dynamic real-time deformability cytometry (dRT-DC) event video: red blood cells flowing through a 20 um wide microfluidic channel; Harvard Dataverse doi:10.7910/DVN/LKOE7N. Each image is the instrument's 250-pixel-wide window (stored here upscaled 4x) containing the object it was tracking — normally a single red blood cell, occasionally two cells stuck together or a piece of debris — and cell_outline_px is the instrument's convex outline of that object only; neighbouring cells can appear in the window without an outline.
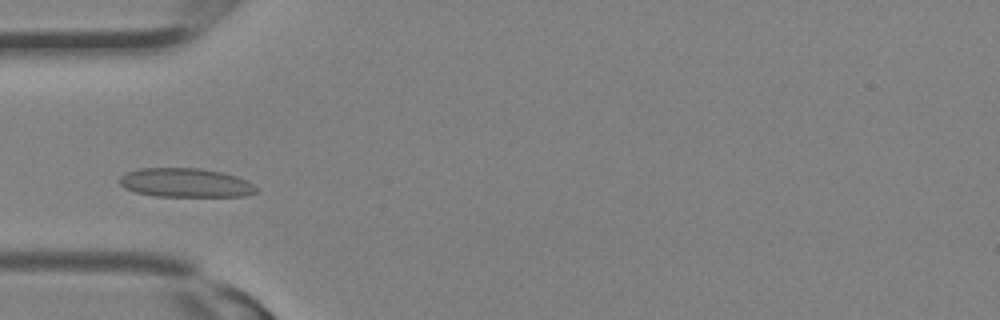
{"species": "Egyptian fruit bat (a non-hibernating species)", "species_latin": "Rousettus aegyptiacus", "temperature_condition": "room temperature", "stored_images_in_passage": 14, "camera_frame_rate_fps": 3000, "um_per_image_px": 0.085, "animal": {"sex": "female"}, "frame": {"image": 1, "passage_image": 1, "time_ms": 0.0, "image_size_px": [1000, 320], "cell_outline_px": [[260, 188], [256, 192], [244, 196], [156, 196], [136, 192], [124, 188], [120, 184], [120, 176], [128, 172], [140, 168], [200, 168], [220, 172], [236, 176]], "centroid_in_image_um": [15.77, 15.53], "position_along_channel_um": 69.2, "area_um2": 22.95}}
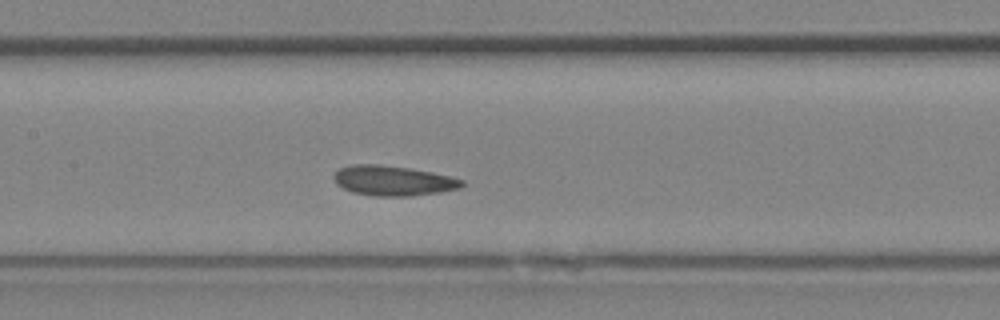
{"frame": {"image": 2, "passage_image": 6, "time_ms": 1.667, "image_size_px": [1000, 320], "cell_outline_px": [[464, 184], [460, 188], [440, 192], [412, 196], [376, 196], [352, 192], [336, 184], [336, 172], [340, 168], [352, 164], [380, 164], [408, 168], [432, 172], [464, 180]], "centroid_in_image_um": [33.44, 15.36], "position_along_channel_um": 174.0, "area_um2": 22.2}}
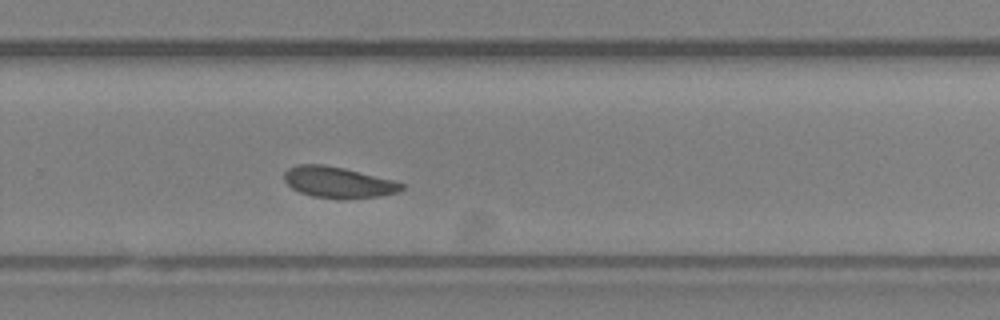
{"frame": {"image": 3, "passage_image": 12, "time_ms": 3.667, "image_size_px": [1000, 320], "cell_outline_px": [[404, 188], [396, 192], [380, 196], [344, 200], [312, 196], [300, 192], [292, 188], [284, 180], [284, 172], [288, 168], [296, 164], [324, 164], [344, 168], [392, 180], [404, 184]], "centroid_in_image_um": [28.71, 15.5], "position_along_channel_um": 301.1, "area_um2": 21.33}}